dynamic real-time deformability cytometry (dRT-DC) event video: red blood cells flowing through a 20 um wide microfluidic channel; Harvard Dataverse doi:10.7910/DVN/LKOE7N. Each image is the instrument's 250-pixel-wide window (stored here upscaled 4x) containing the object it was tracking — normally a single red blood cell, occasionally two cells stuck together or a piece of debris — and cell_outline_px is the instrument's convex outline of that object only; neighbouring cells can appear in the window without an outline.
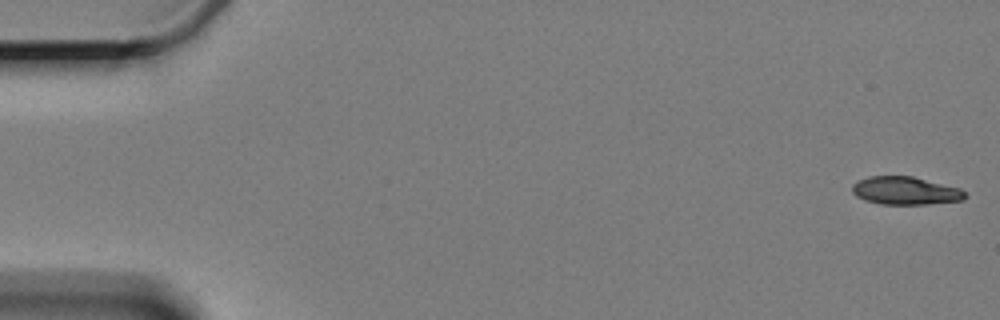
{"species": "Egyptian fruit bat (a non-hibernating species)", "species_latin": "Rousettus aegyptiacus", "temperature_condition": "cold", "stored_images_in_passage": 3, "camera_frame_rate_fps": 3000, "um_per_image_px": 0.085, "animal": {"sex": "female"}, "frame": {"image": 1, "passage_image": 1, "time_ms": 0.0, "image_size_px": [1000, 320], "cell_outline_px": [[968, 196], [964, 200], [928, 204], [880, 204], [864, 200], [856, 196], [852, 192], [852, 184], [868, 176], [912, 176], [960, 188]], "centroid_in_image_um": [76.96, 16.21], "position_along_channel_um": 8.0, "area_um2": 18.44}}
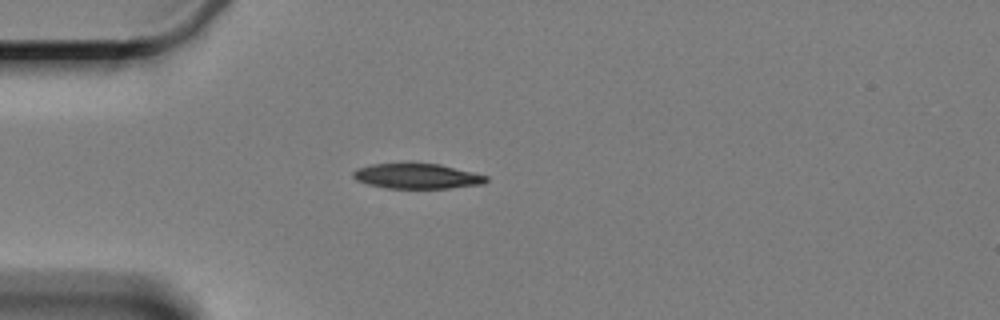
{"frame": {"image": 2, "passage_image": 3, "time_ms": 5.0, "image_size_px": [1000, 320], "cell_outline_px": [[488, 180], [484, 184], [448, 188], [388, 188], [368, 184], [356, 180], [352, 176], [352, 172], [356, 168], [372, 164], [408, 160], [440, 164], [488, 176]], "centroid_in_image_um": [35.4, 14.92], "position_along_channel_um": 49.6, "area_um2": 20.29}}